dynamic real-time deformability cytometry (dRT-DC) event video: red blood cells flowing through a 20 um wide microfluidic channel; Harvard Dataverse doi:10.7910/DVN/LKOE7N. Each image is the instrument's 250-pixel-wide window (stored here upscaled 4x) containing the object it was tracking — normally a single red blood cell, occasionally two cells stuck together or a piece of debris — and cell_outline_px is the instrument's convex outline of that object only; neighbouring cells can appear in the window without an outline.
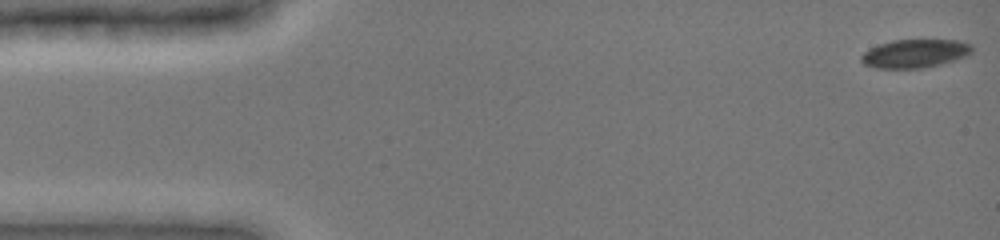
{"species": "common noctule bat (a hibernating species)", "species_latin": "Nyctalus noctula", "temperature_condition": "cold", "stored_images_in_passage": 13, "camera_frame_rate_fps": 3000, "um_per_image_px": 0.085, "animal": {"sex": "female", "body_mass_g": 19.0, "forearm_length_mm": 51.5}, "frame": {"image": 1, "passage_image": 1, "time_ms": 0.0, "image_size_px": [1000, 240], "cell_outline_px": [[972, 52], [968, 56], [956, 60], [924, 68], [876, 68], [864, 64], [860, 60], [860, 56], [864, 52], [880, 44], [892, 40], [956, 40], [972, 44]], "centroid_in_image_um": [77.8, 4.55], "position_along_channel_um": 7.2, "area_um2": 18.38}}
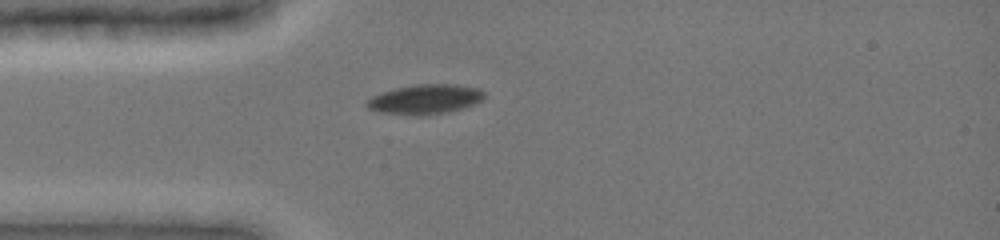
{"frame": {"image": 2, "passage_image": 12, "time_ms": 4.0, "image_size_px": [1000, 240], "cell_outline_px": [[484, 100], [476, 104], [464, 108], [444, 112], [420, 116], [416, 116], [380, 112], [368, 108], [364, 104], [372, 96], [380, 92], [396, 88], [416, 84], [456, 84], [476, 88], [484, 92]], "centroid_in_image_um": [36.13, 8.44], "position_along_channel_um": 48.9, "area_um2": 20.4}}